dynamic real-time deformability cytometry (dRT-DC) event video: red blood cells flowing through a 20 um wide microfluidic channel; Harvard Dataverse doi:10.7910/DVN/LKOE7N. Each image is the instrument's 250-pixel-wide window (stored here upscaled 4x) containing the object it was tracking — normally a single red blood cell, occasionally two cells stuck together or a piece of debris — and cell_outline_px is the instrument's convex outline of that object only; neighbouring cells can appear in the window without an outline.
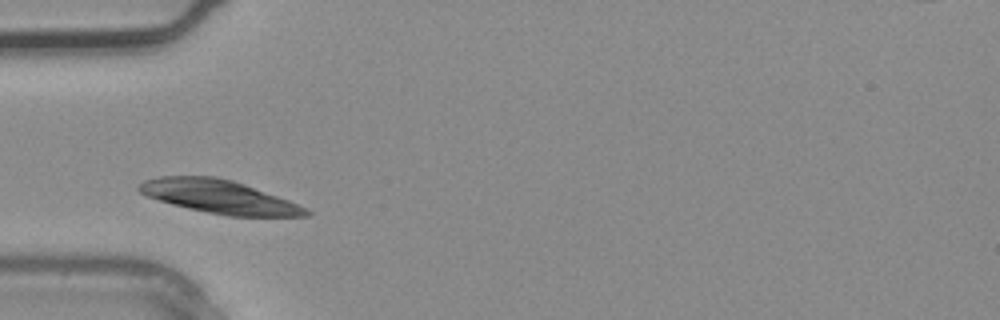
{"species": "common noctule bat (a hibernating species)", "species_latin": "Nyctalus noctula", "temperature_condition": "warm", "stored_images_in_passage": 2, "camera_frame_rate_fps": 3000, "um_per_image_px": 0.085, "animal": {"sex": "male", "body_mass_g": 20.4}, "frame": {"image": 1, "passage_image": 2, "time_ms": 0.333, "image_size_px": [1000, 320], "cell_outline_px": [[312, 212], [308, 216], [228, 216], [188, 208], [172, 204], [148, 196], [140, 192], [136, 188], [144, 180], [160, 176], [216, 176], [232, 180], [244, 184], [288, 200], [308, 208]], "centroid_in_image_um": [18.64, 16.72], "position_along_channel_um": 66.4, "area_um2": 32.14}}